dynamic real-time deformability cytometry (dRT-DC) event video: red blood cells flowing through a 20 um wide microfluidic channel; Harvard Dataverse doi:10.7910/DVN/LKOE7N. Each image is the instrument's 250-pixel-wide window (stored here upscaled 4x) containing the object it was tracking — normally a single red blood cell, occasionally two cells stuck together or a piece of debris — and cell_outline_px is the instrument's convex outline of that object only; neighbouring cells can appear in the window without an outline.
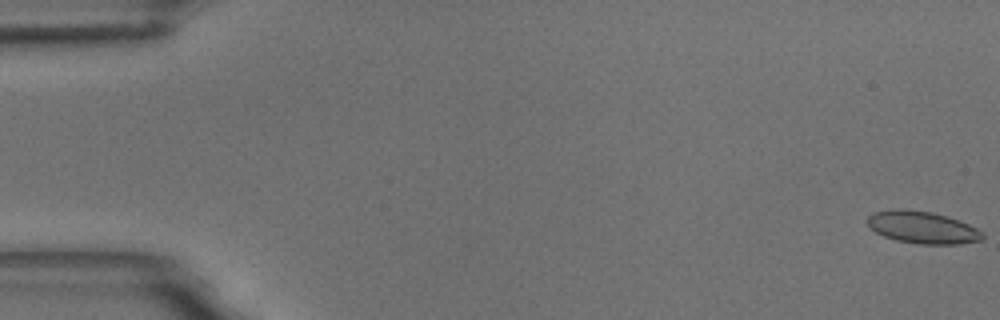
{"species": "common noctule bat (a hibernating species)", "species_latin": "Nyctalus noctula", "temperature_condition": "room temperature", "stored_images_in_passage": 58, "camera_frame_rate_fps": 3000, "um_per_image_px": 0.085, "animal": {"sex": "male", "body_mass_g": 18.8}, "frame": {"image": 1, "passage_image": 1, "time_ms": 0.0, "image_size_px": [1000, 320], "cell_outline_px": [[984, 236], [980, 240], [960, 244], [916, 244], [896, 240], [884, 236], [876, 232], [868, 224], [868, 216], [872, 212], [892, 208], [900, 208], [932, 212], [948, 216], [960, 220], [984, 232]], "centroid_in_image_um": [78.41, 19.32], "position_along_channel_um": 6.6, "area_um2": 21.79}}
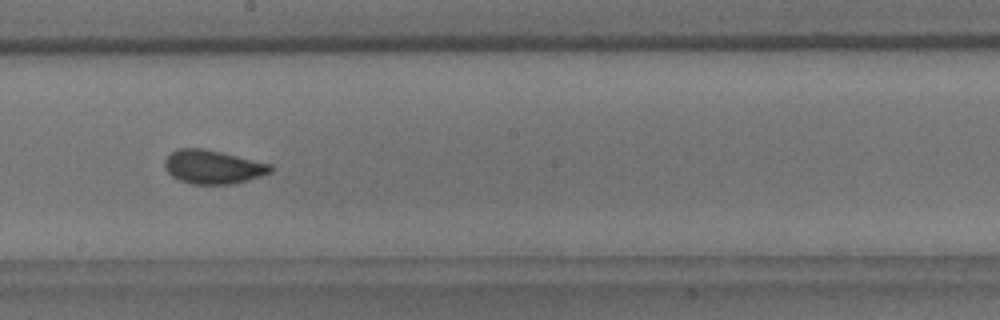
{"frame": {"image": 2, "passage_image": 32, "time_ms": 10.333, "image_size_px": [1000, 320], "cell_outline_px": [[272, 172], [248, 180], [232, 184], [192, 184], [180, 180], [172, 176], [164, 168], [164, 160], [176, 148], [204, 148], [272, 164]], "centroid_in_image_um": [18.09, 14.18], "position_along_channel_um": 230.1, "area_um2": 20.81}}
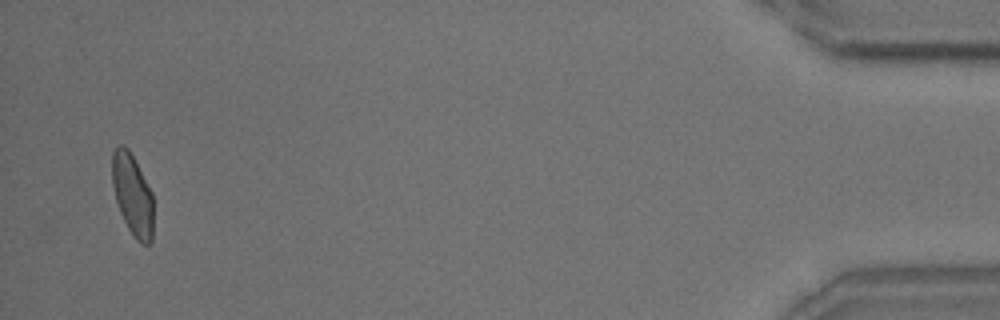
{"frame": {"image": 3, "passage_image": 55, "time_ms": 18.0, "image_size_px": [1000, 320], "cell_outline_px": [[152, 240], [148, 244], [140, 244], [136, 240], [128, 228], [120, 212], [116, 200], [112, 184], [112, 152], [120, 144], [124, 144], [128, 148], [152, 192]], "centroid_in_image_um": [11.25, 16.55], "position_along_channel_um": 424.0, "area_um2": 19.42}, "authors_computed_cell_mechanics": {"area_um2": 20.4901, "velocity_mm_per_s": 3.6126, "shape_relaxation_time_tau1_ms": null, "shape_relaxation_time_tau2_ms": 1.0264, "deformation_change_tau1": null, "deformation_change_tau2": 0.0581}}